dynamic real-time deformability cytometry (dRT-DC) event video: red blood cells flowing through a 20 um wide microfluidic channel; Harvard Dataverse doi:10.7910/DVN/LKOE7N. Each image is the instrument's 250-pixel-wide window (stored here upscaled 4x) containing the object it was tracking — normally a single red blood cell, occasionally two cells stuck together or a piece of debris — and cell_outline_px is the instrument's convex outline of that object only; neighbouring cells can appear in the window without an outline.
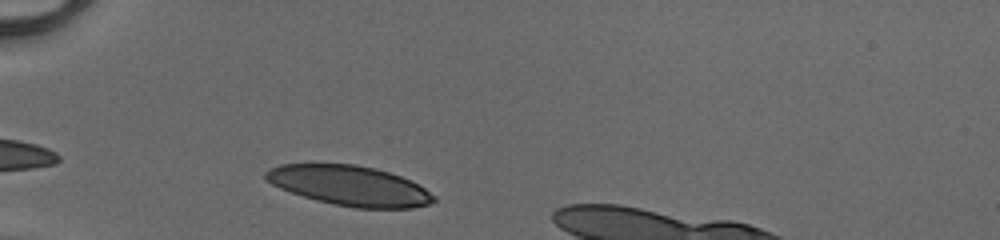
{"species": "human", "species_latin": "Homo sapiens", "temperature_condition": "cold", "stored_images_in_passage": 32, "camera_frame_rate_fps": 3000, "um_per_image_px": 0.085, "donor": {"sex": "male"}, "frame": {"image": 1, "passage_image": 1, "time_ms": 0.0, "image_size_px": [1000, 240], "cell_outline_px": [[436, 200], [432, 204], [412, 208], [356, 208], [316, 200], [280, 188], [272, 184], [264, 176], [264, 172], [268, 168], [280, 164], [356, 164], [376, 168], [412, 180], [436, 196]], "centroid_in_image_um": [29.75, 15.77], "position_along_channel_um": 55.3, "area_um2": 39.13}}
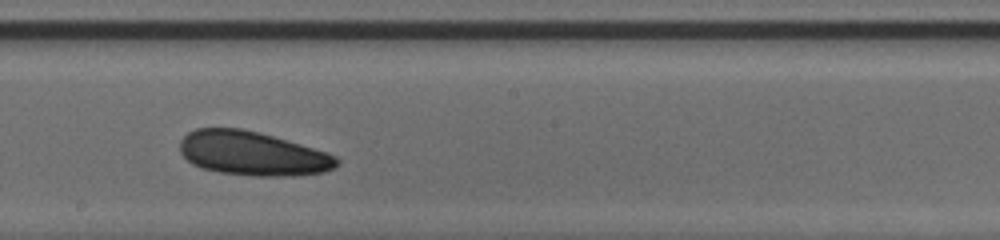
{"frame": {"image": 2, "passage_image": 15, "time_ms": 4.667, "image_size_px": [1000, 240], "cell_outline_px": [[340, 160], [336, 168], [324, 172], [292, 176], [256, 176], [220, 172], [204, 168], [192, 164], [180, 152], [180, 140], [188, 132], [196, 128], [240, 128], [260, 132], [300, 144], [336, 156]], "centroid_in_image_um": [21.46, 13.04], "position_along_channel_um": 226.7, "area_um2": 40.17}}
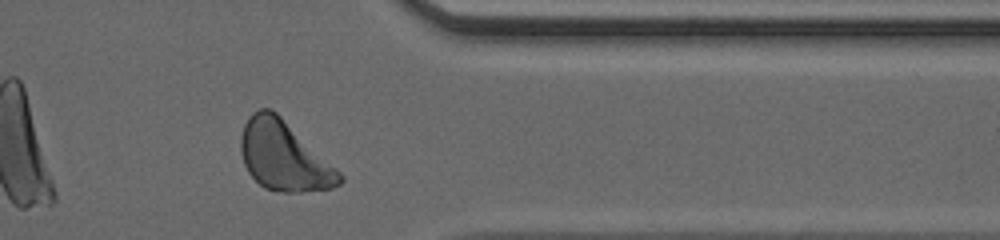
{"frame": {"image": 3, "passage_image": 27, "time_ms": 8.667, "image_size_px": [1000, 240], "cell_outline_px": [[344, 180], [340, 184], [332, 188], [300, 192], [284, 192], [264, 188], [248, 172], [244, 164], [240, 152], [240, 136], [244, 124], [248, 116], [252, 112], [260, 108], [268, 108], [276, 112], [340, 172], [344, 176]], "centroid_in_image_um": [24.1, 13.27], "position_along_channel_um": 387.3, "area_um2": 39.65}}